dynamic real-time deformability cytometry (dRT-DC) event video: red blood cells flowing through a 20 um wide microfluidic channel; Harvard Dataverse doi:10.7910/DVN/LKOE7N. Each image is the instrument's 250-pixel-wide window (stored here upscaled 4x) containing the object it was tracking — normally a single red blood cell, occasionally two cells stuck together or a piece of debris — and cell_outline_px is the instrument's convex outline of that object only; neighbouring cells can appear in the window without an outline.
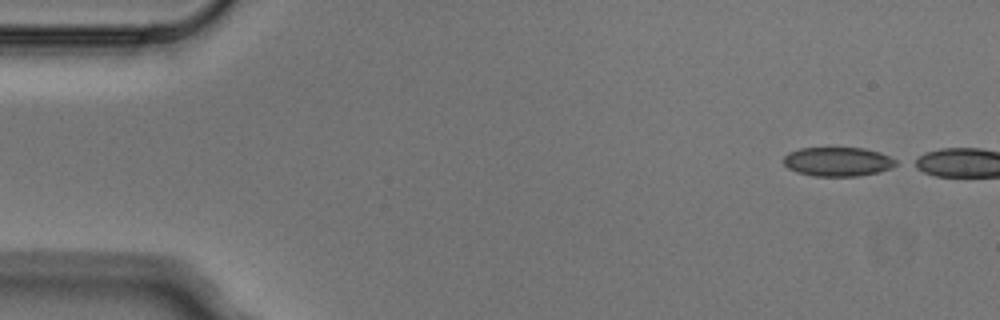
{"species": "Egyptian fruit bat (a non-hibernating species)", "species_latin": "Rousettus aegyptiacus", "temperature_condition": "cold", "stored_images_in_passage": 3, "camera_frame_rate_fps": 3000, "um_per_image_px": 0.085, "animal": {"sex": "male"}, "frame": {"image": 1, "passage_image": 1, "time_ms": 0.0, "image_size_px": [1000, 320], "cell_outline_px": [[900, 164], [892, 168], [876, 172], [856, 176], [812, 176], [796, 172], [788, 168], [784, 164], [784, 156], [788, 152], [800, 148], [864, 148], [880, 152], [896, 160]], "centroid_in_image_um": [71.21, 13.74], "position_along_channel_um": 13.8, "area_um2": 19.13}}